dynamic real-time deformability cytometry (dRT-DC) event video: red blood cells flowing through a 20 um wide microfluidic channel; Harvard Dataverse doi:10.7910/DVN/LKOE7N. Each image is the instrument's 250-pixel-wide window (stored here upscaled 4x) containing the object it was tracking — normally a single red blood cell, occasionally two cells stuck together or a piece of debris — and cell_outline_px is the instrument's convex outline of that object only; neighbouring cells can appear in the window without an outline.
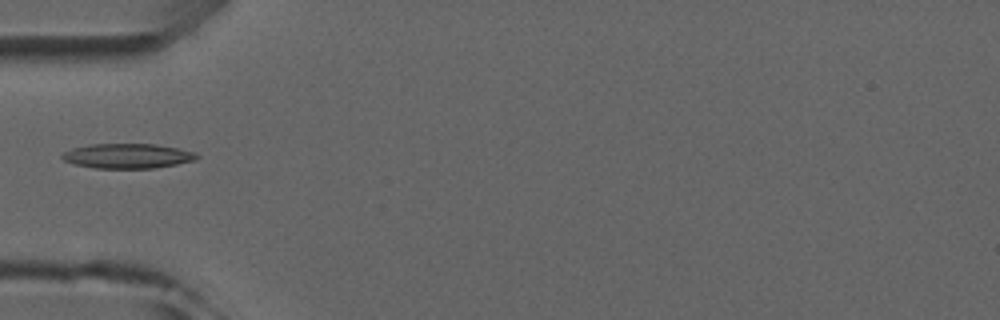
{"species": "common noctule bat (a hibernating species)", "species_latin": "Nyctalus noctula", "temperature_condition": "room temperature", "stored_images_in_passage": 2, "camera_frame_rate_fps": 3000, "um_per_image_px": 0.085, "animal": {"sex": "male", "forearm_length_mm": 52.5}, "frame": {"image": 1, "passage_image": 1, "time_ms": 0.0, "image_size_px": [1000, 320], "cell_outline_px": [[200, 156], [196, 160], [156, 168], [96, 168], [72, 164], [64, 160], [60, 156], [64, 152], [72, 148], [88, 144], [156, 144], [196, 152]], "centroid_in_image_um": [10.84, 13.25], "position_along_channel_um": 74.2, "area_um2": 19.54}}
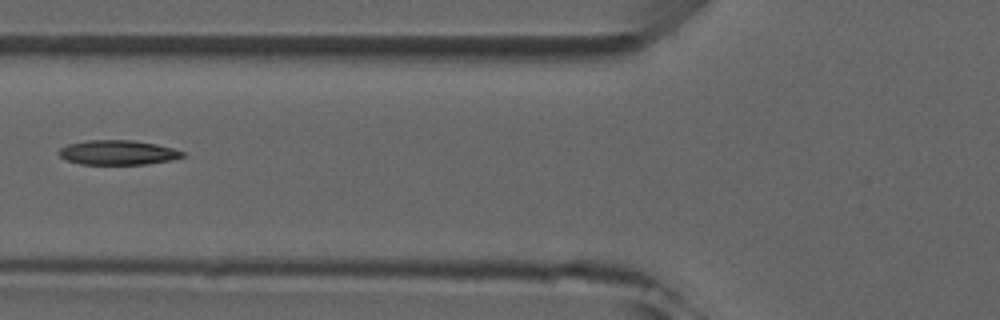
{"frame": {"image": 2, "passage_image": 2, "time_ms": 1.0, "image_size_px": [1000, 320], "cell_outline_px": [[184, 156], [172, 160], [148, 164], [80, 164], [64, 160], [56, 152], [60, 148], [68, 144], [88, 140], [132, 140], [156, 144], [172, 148], [184, 152]], "centroid_in_image_um": [9.98, 12.97], "position_along_channel_um": 115.8, "area_um2": 17.8}}